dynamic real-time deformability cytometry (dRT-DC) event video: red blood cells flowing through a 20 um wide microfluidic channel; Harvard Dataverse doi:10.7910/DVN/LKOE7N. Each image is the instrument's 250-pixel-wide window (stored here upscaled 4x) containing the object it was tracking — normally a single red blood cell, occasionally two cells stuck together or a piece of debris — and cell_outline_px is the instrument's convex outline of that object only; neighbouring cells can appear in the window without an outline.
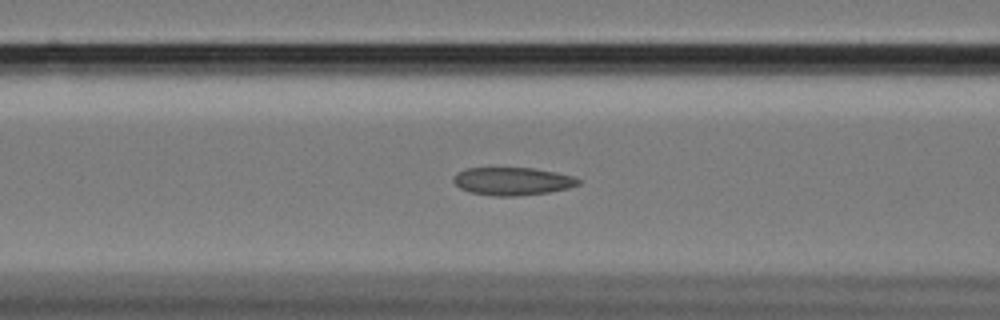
{"species": "Egyptian fruit bat (a non-hibernating species)", "species_latin": "Rousettus aegyptiacus", "temperature_condition": "cold", "stored_images_in_passage": 59, "camera_frame_rate_fps": 3000, "um_per_image_px": 0.085, "animal": {"sex": "female"}, "frame": {"image": 1, "passage_image": 24, "time_ms": 7.667, "image_size_px": [1000, 320], "cell_outline_px": [[580, 184], [568, 188], [548, 192], [520, 196], [492, 196], [468, 192], [460, 188], [452, 180], [452, 176], [456, 172], [468, 168], [532, 168], [556, 172], [572, 176], [580, 180]], "centroid_in_image_um": [43.52, 15.41], "position_along_channel_um": 123.1, "area_um2": 20.4}}
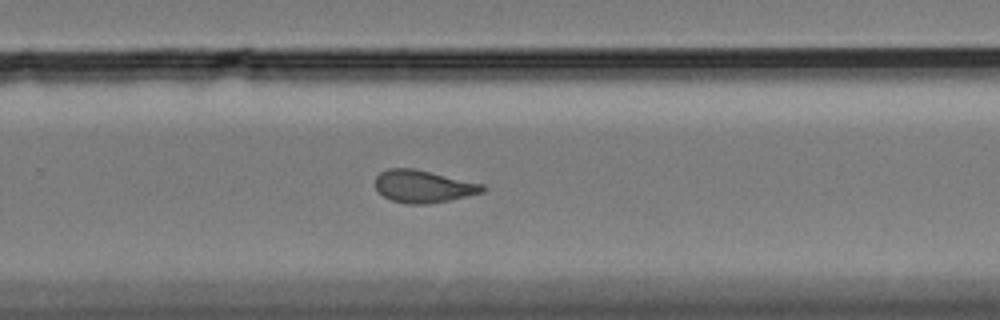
{"frame": {"image": 2, "passage_image": 39, "time_ms": 12.667, "image_size_px": [1000, 320], "cell_outline_px": [[488, 188], [484, 192], [448, 200], [428, 204], [408, 204], [392, 200], [384, 196], [376, 188], [376, 176], [380, 172], [388, 168], [416, 168], [484, 184]], "centroid_in_image_um": [36.01, 15.83], "position_along_channel_um": 293.8, "area_um2": 20.35}}
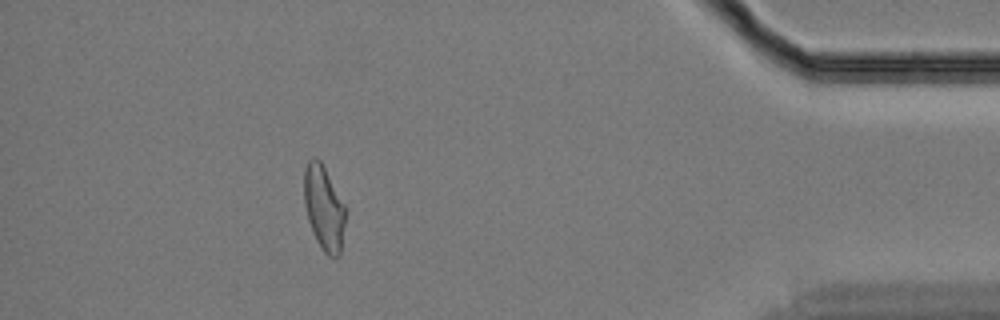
{"frame": {"image": 3, "passage_image": 53, "time_ms": 17.333, "image_size_px": [1000, 320], "cell_outline_px": [[344, 224], [340, 256], [328, 256], [324, 252], [316, 240], [308, 220], [304, 204], [304, 168], [308, 160], [312, 156], [320, 160], [344, 204]], "centroid_in_image_um": [27.5, 17.66], "position_along_channel_um": 407.7, "area_um2": 20.11}, "authors_computed_cell_mechanics": {"area_um2": 20.9236, "velocity_mm_per_s": 3.4213, "shape_relaxation_time_tau1_ms": null, "shape_relaxation_time_tau2_ms": 2.7661, "deformation_change_tau1": null, "deformation_change_tau2": 0.0941}}